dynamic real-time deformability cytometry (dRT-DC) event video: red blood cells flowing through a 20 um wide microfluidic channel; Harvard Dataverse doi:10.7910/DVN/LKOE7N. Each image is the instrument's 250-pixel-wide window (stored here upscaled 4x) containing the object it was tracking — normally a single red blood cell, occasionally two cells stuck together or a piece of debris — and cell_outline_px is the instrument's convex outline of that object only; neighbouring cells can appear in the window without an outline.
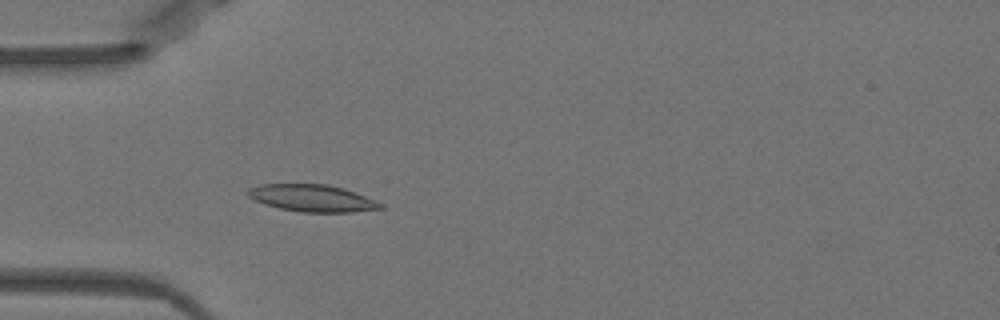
{"species": "Egyptian fruit bat (a non-hibernating species)", "species_latin": "Rousettus aegyptiacus", "temperature_condition": "warm", "stored_images_in_passage": 52, "camera_frame_rate_fps": 3000, "um_per_image_px": 0.085, "animal": {"sex": "female"}, "frame": {"image": 1, "passage_image": 16, "time_ms": 5.0, "image_size_px": [1000, 320], "cell_outline_px": [[384, 208], [352, 212], [300, 212], [280, 208], [264, 204], [252, 200], [244, 192], [248, 188], [260, 184], [328, 184], [344, 188], [356, 192], [376, 200], [384, 204]], "centroid_in_image_um": [26.52, 16.83], "position_along_channel_um": 58.5, "area_um2": 21.21}}
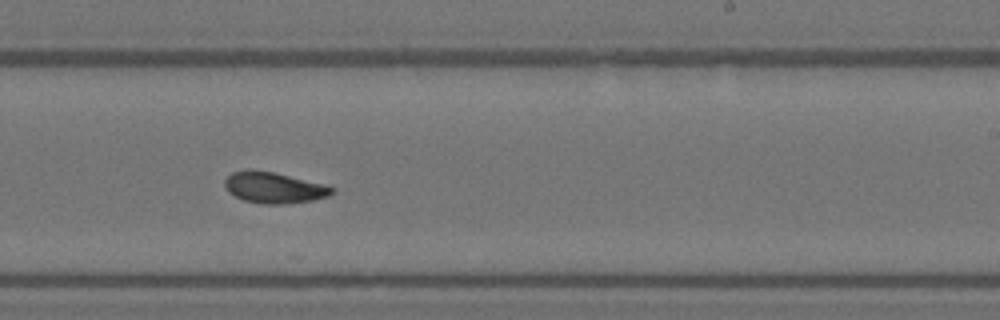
{"frame": {"image": 2, "passage_image": 32, "time_ms": 10.333, "image_size_px": [1000, 320], "cell_outline_px": [[336, 192], [328, 196], [312, 200], [284, 204], [264, 204], [244, 200], [228, 192], [224, 188], [224, 180], [232, 172], [248, 168], [252, 168], [272, 172], [328, 184], [336, 188]], "centroid_in_image_um": [23.31, 15.93], "position_along_channel_um": 265.7, "area_um2": 19.77}}
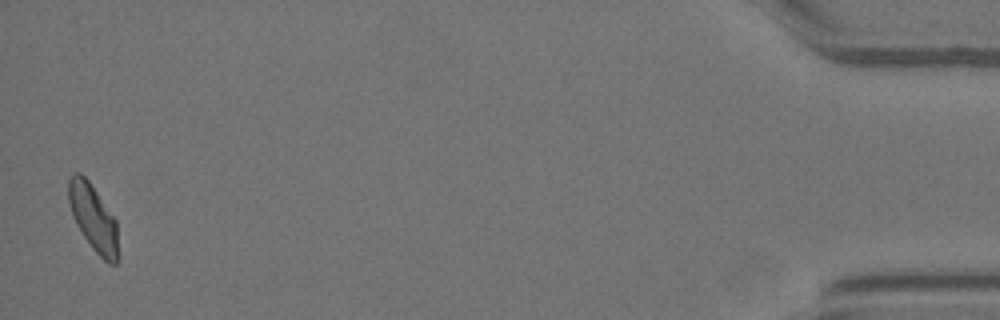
{"frame": {"image": 3, "passage_image": 51, "time_ms": 16.667, "image_size_px": [1000, 320], "cell_outline_px": [[116, 264], [108, 264], [92, 248], [76, 224], [72, 216], [68, 200], [68, 180], [76, 172], [80, 172], [88, 180], [116, 220]], "centroid_in_image_um": [7.89, 18.49], "position_along_channel_um": 427.3, "area_um2": 18.73}, "authors_computed_cell_mechanics": {"area_um2": 19.363, "velocity_mm_per_s": 3.9533, "shape_relaxation_time_tau1_ms": 5.7615, "shape_relaxation_time_tau2_ms": 1.9717, "deformation_change_tau1": 0.199, "deformation_change_tau2": 0.0749}}